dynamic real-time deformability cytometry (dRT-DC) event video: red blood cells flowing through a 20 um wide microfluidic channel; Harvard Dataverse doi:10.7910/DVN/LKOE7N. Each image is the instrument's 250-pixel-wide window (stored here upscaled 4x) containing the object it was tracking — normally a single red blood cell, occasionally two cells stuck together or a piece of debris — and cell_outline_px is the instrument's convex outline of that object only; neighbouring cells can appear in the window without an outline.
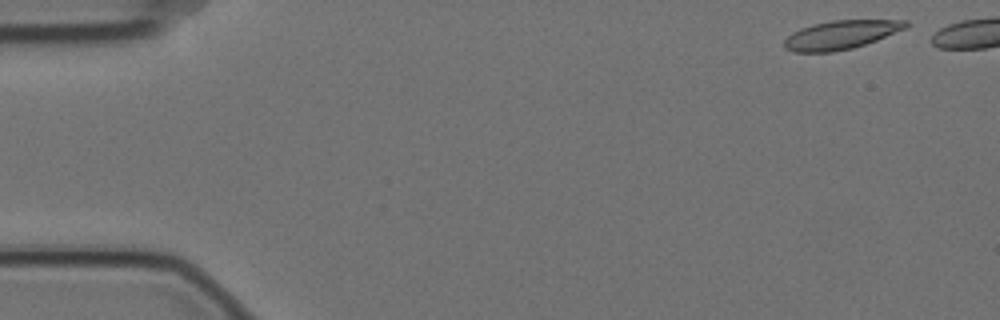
{"species": "Egyptian fruit bat (a non-hibernating species)", "species_latin": "Rousettus aegyptiacus", "temperature_condition": "cold", "stored_images_in_passage": 5, "camera_frame_rate_fps": 3000, "um_per_image_px": 0.085, "animal": {"sex": "female"}, "frame": {"image": 1, "passage_image": 1, "time_ms": 0.0, "image_size_px": [1000, 320], "cell_outline_px": [[912, 24], [908, 28], [876, 40], [852, 48], [832, 52], [792, 52], [784, 48], [784, 40], [792, 32], [800, 28], [812, 24], [832, 20], [908, 20]], "centroid_in_image_um": [71.5, 2.95], "position_along_channel_um": 13.5, "area_um2": 20.52}}
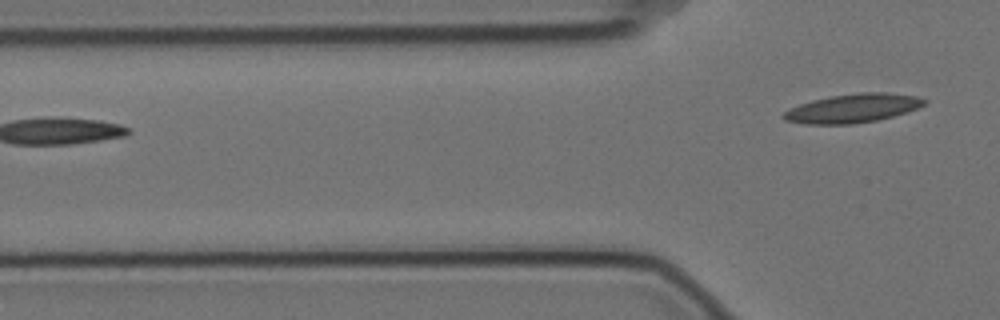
{"frame": {"image": 2, "passage_image": 5, "time_ms": 1.333, "image_size_px": [1000, 320], "cell_outline_px": [[928, 100], [924, 104], [908, 112], [876, 120], [852, 124], [804, 124], [784, 120], [780, 116], [784, 112], [800, 104], [812, 100], [828, 96], [860, 92], [888, 92], [916, 96]], "centroid_in_image_um": [72.47, 9.2], "position_along_channel_um": 53.3, "area_um2": 23.64}}